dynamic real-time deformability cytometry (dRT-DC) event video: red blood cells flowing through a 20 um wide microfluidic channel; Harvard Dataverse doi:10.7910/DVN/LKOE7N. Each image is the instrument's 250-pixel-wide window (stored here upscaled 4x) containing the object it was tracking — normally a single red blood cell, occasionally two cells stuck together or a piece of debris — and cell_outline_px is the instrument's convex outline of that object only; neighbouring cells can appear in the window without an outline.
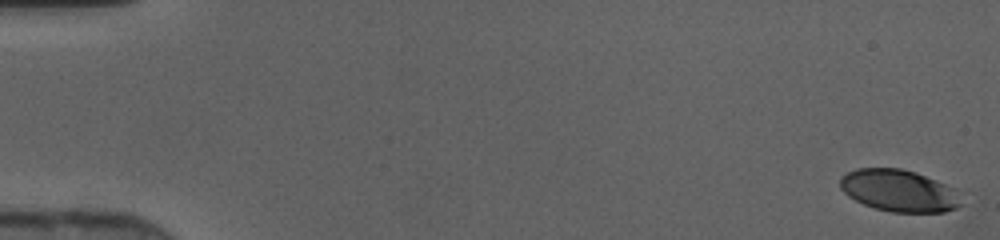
{"species": "human", "species_latin": "Homo sapiens", "temperature_condition": "cold", "stored_images_in_passage": 47, "camera_frame_rate_fps": 3000, "um_per_image_px": 0.085, "donor": {"sex": "female"}, "frame": {"image": 1, "passage_image": 1, "time_ms": 0.0, "image_size_px": [1000, 240], "cell_outline_px": [[960, 204], [956, 208], [944, 212], [892, 212], [876, 208], [864, 204], [848, 196], [840, 188], [840, 176], [856, 168], [900, 168], [916, 172], [956, 188]], "centroid_in_image_um": [76.4, 16.19], "position_along_channel_um": 8.6, "area_um2": 29.54}}
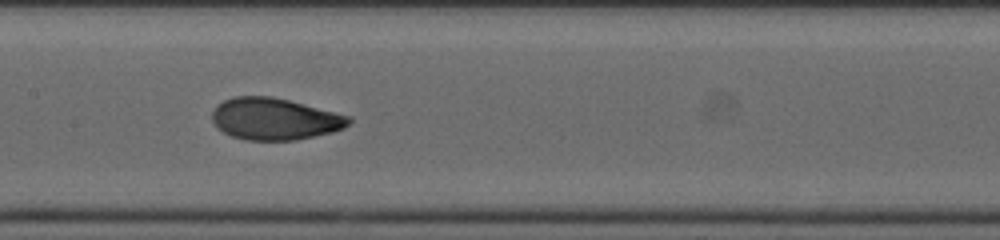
{"frame": {"image": 2, "passage_image": 24, "time_ms": 7.667, "image_size_px": [1000, 240], "cell_outline_px": [[352, 120], [344, 128], [332, 132], [296, 140], [244, 140], [232, 136], [216, 128], [212, 120], [212, 112], [224, 100], [236, 96], [272, 96], [352, 116]], "centroid_in_image_um": [23.36, 10.11], "position_along_channel_um": 184.0, "area_um2": 33.29}}
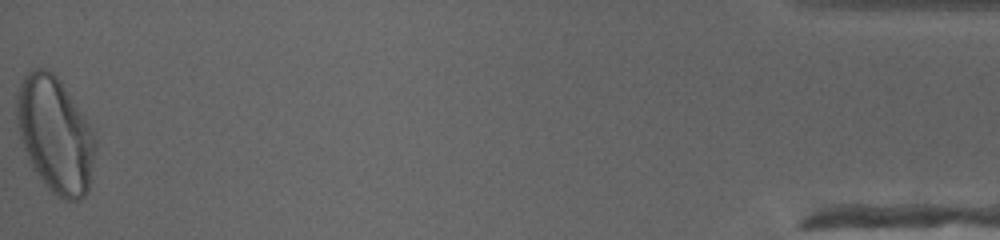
{"frame": {"image": 3, "passage_image": 47, "time_ms": 15.333, "image_size_px": [1000, 240], "cell_outline_px": [[96, 148], [88, 192], [80, 200], [64, 200], [56, 196], [44, 184], [32, 168], [24, 148], [20, 136], [16, 120], [16, 96], [20, 84], [24, 76], [28, 72], [36, 68], [48, 68], [60, 80], [92, 128], [96, 140]], "centroid_in_image_um": [4.69, 11.46], "position_along_channel_um": 430.5, "area_um2": 53.06}}